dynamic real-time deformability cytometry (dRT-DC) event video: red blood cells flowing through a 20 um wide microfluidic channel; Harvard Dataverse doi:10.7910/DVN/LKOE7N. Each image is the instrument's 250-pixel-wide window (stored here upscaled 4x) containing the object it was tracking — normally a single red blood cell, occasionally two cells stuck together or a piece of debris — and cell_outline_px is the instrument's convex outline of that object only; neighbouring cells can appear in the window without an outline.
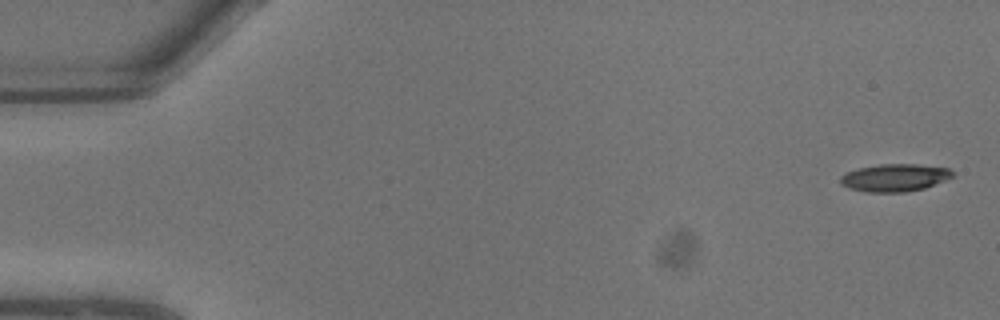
{"species": "common noctule bat (a hibernating species)", "species_latin": "Nyctalus noctula", "temperature_condition": "warm", "stored_images_in_passage": 7, "camera_frame_rate_fps": 3000, "um_per_image_px": 0.085, "animal": {"sex": "male", "body_mass_g": 13.3}, "frame": {"image": 1, "passage_image": 1, "time_ms": 0.0, "image_size_px": [1000, 320], "cell_outline_px": [[952, 176], [944, 180], [924, 188], [904, 192], [864, 192], [848, 188], [840, 184], [840, 176], [848, 172], [860, 168], [880, 164], [916, 164], [948, 168], [952, 172]], "centroid_in_image_um": [76.0, 15.11], "position_along_channel_um": 9.0, "area_um2": 17.8}}
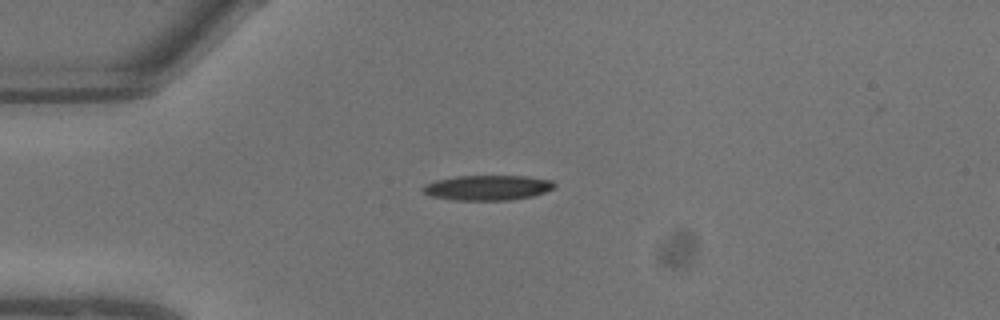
{"frame": {"image": 2, "passage_image": 6, "time_ms": 1.667, "image_size_px": [1000, 320], "cell_outline_px": [[556, 184], [552, 188], [544, 192], [532, 196], [512, 200], [452, 200], [432, 196], [424, 192], [420, 188], [424, 184], [436, 180], [456, 176], [524, 176], [552, 180]], "centroid_in_image_um": [41.41, 15.95], "position_along_channel_um": 43.6, "area_um2": 19.19}}